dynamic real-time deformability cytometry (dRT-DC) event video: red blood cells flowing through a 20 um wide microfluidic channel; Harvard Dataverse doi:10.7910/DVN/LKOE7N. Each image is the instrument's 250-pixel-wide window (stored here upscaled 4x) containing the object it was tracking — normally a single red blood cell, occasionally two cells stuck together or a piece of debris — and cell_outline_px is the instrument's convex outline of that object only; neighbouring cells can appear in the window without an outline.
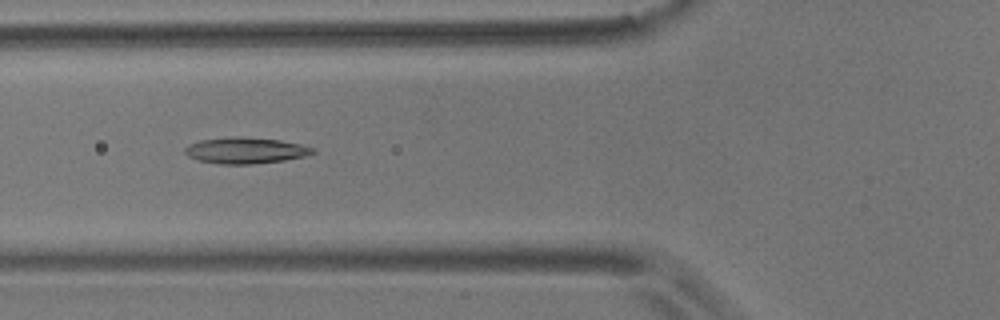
{"species": "common noctule bat (a hibernating species)", "species_latin": "Nyctalus noctula", "temperature_condition": "room temperature", "stored_images_in_passage": 7, "camera_frame_rate_fps": 3000, "um_per_image_px": 0.085, "animal": {"sex": "male", "body_mass_g": 17.9}, "frame": {"image": 1, "passage_image": 6, "time_ms": 1.667, "image_size_px": [1000, 320], "cell_outline_px": [[316, 152], [304, 156], [284, 160], [252, 164], [220, 164], [200, 160], [188, 156], [184, 152], [184, 148], [188, 144], [200, 140], [232, 136], [240, 136], [280, 140], [300, 144], [312, 148]], "centroid_in_image_um": [20.83, 12.78], "position_along_channel_um": 105.0, "area_um2": 19.42}}
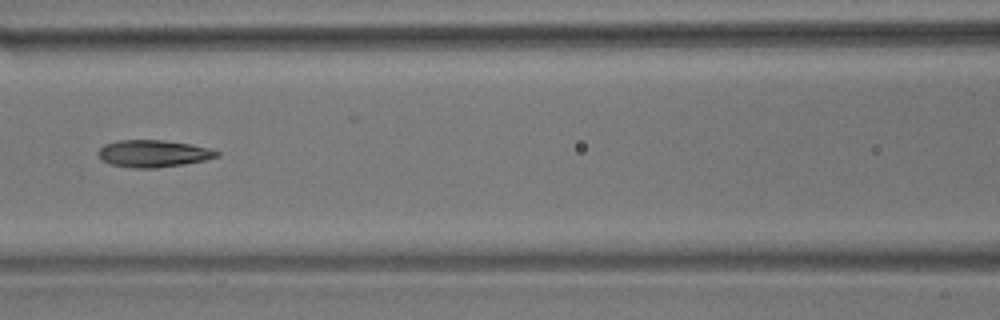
{"frame": {"image": 2, "passage_image": 7, "time_ms": 2.0, "image_size_px": [1000, 320], "cell_outline_px": [[220, 156], [204, 160], [184, 164], [156, 168], [132, 168], [112, 164], [96, 156], [96, 152], [104, 144], [116, 140], [164, 140], [188, 144], [208, 148], [220, 152]], "centroid_in_image_um": [13.0, 13.05], "position_along_channel_um": 153.6, "area_um2": 18.73}}